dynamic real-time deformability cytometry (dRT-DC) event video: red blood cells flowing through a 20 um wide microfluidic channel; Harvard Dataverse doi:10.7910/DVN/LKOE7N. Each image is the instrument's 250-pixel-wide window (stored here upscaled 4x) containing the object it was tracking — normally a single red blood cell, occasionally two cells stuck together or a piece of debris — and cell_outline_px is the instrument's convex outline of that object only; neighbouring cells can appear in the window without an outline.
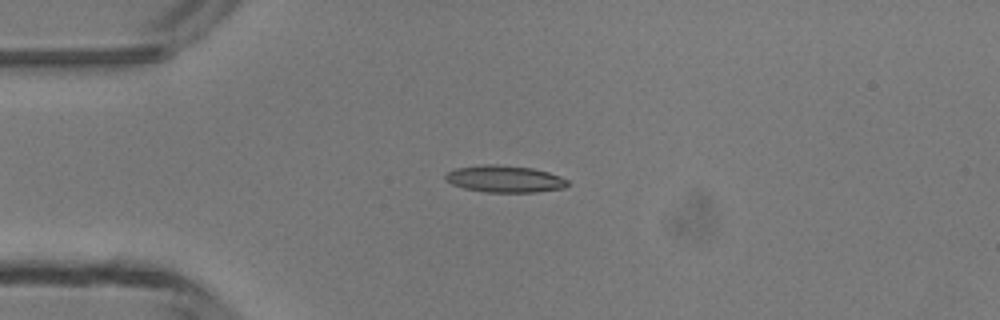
{"species": "common noctule bat (a hibernating species)", "species_latin": "Nyctalus noctula", "temperature_condition": "room temperature", "stored_images_in_passage": 6, "camera_frame_rate_fps": 3000, "um_per_image_px": 0.085, "animal": {"sex": "male", "body_mass_g": 13.3}, "frame": {"image": 1, "passage_image": 4, "time_ms": 3.667, "image_size_px": [1000, 320], "cell_outline_px": [[568, 184], [564, 188], [536, 192], [484, 192], [464, 188], [452, 184], [444, 180], [444, 176], [448, 172], [456, 168], [484, 164], [496, 164], [532, 168], [548, 172], [560, 176], [568, 180]], "centroid_in_image_um": [42.88, 15.21], "position_along_channel_um": 42.1, "area_um2": 19.19}}
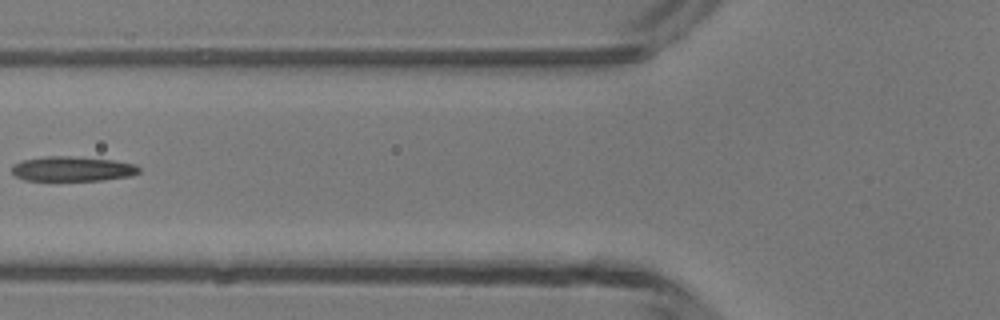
{"frame": {"image": 2, "passage_image": 6, "time_ms": 6.0, "image_size_px": [1000, 320], "cell_outline_px": [[140, 172], [132, 176], [100, 180], [24, 180], [16, 176], [12, 172], [12, 164], [24, 160], [44, 156], [72, 156], [112, 160], [136, 164], [140, 168]], "centroid_in_image_um": [6.17, 14.35], "position_along_channel_um": 119.6, "area_um2": 18.38}}